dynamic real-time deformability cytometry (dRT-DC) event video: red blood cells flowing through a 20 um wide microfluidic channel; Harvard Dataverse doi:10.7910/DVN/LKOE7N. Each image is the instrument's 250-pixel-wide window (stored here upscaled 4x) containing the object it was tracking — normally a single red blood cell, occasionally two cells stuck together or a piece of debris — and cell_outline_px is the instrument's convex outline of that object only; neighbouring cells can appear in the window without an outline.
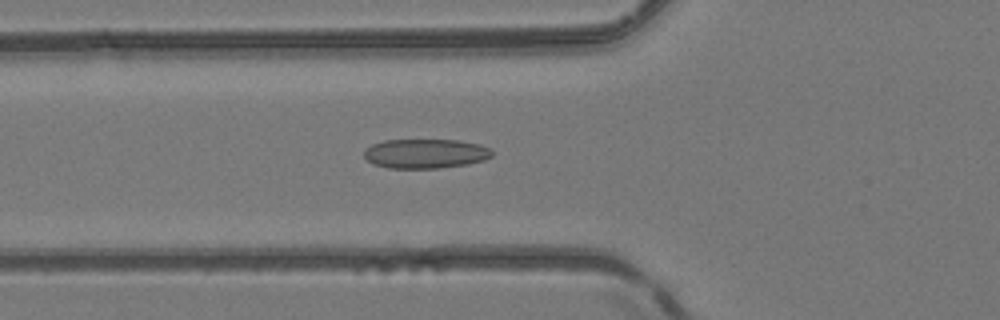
{"species": "common noctule bat (a hibernating species)", "species_latin": "Nyctalus noctula", "temperature_condition": "room temperature", "stored_images_in_passage": 36, "camera_frame_rate_fps": 3000, "um_per_image_px": 0.085, "animal": {"sex": "female", "body_mass_g": 24.6, "forearm_length_mm": 56.2}, "frame": {"image": 1, "passage_image": 5, "time_ms": 1.333, "image_size_px": [1000, 320], "cell_outline_px": [[492, 156], [484, 160], [468, 164], [440, 168], [388, 168], [372, 164], [364, 156], [364, 152], [372, 144], [384, 140], [456, 140], [480, 144], [488, 148], [492, 152]], "centroid_in_image_um": [36.16, 13.06], "position_along_channel_um": 89.6, "area_um2": 21.91}}
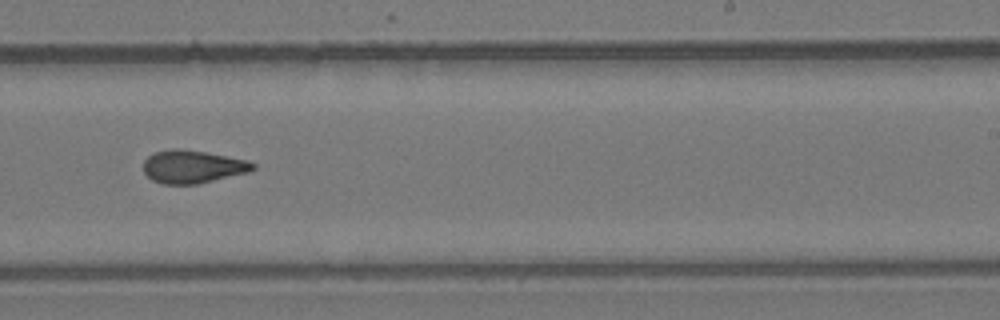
{"frame": {"image": 2, "passage_image": 18, "time_ms": 5.667, "image_size_px": [1000, 320], "cell_outline_px": [[256, 168], [248, 172], [196, 184], [160, 184], [152, 180], [144, 172], [144, 160], [148, 156], [156, 152], [172, 148], [184, 148], [248, 160], [256, 164]], "centroid_in_image_um": [16.37, 14.16], "position_along_channel_um": 272.6, "area_um2": 21.04}}
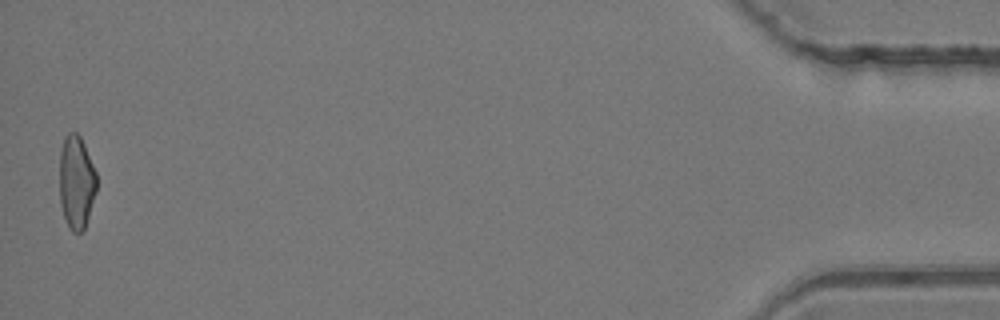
{"frame": {"image": 3, "passage_image": 36, "time_ms": 11.667, "image_size_px": [1000, 320], "cell_outline_px": [[96, 192], [84, 228], [80, 232], [72, 232], [68, 228], [60, 204], [60, 152], [64, 136], [68, 132], [76, 132], [80, 136], [84, 144], [96, 172]], "centroid_in_image_um": [6.48, 15.47], "position_along_channel_um": 428.7, "area_um2": 20.11}, "authors_computed_cell_mechanics": {"area_um2": 20.9236, "velocity_mm_per_s": 4.1965, "shape_relaxation_time_tau1_ms": null, "shape_relaxation_time_tau2_ms": 2.4814, "deformation_change_tau1": null, "deformation_change_tau2": 0.1077}}